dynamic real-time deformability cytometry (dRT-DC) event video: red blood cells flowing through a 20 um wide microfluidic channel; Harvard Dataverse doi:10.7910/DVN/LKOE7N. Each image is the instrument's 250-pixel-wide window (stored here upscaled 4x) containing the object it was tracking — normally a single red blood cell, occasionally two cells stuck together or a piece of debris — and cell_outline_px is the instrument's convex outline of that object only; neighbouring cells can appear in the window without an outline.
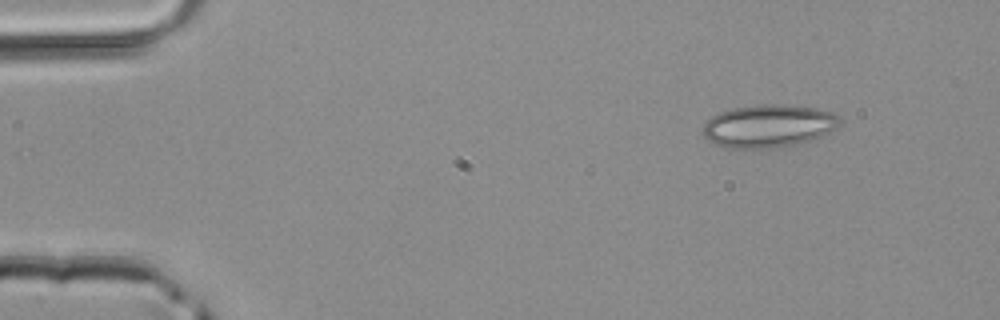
{"species": "common noctule bat (a hibernating species)", "species_latin": "Nyctalus noctula", "temperature_condition": "room temperature", "stored_images_in_passage": 3, "camera_frame_rate_fps": 3000, "um_per_image_px": 0.085, "animal": {"sex": "male", "body_mass_g": 20.4}, "frame": {"image": 1, "passage_image": 1, "time_ms": 0.0, "image_size_px": [1000, 320], "cell_outline_px": [[844, 120], [840, 128], [824, 136], [796, 144], [772, 148], [724, 148], [712, 144], [704, 136], [704, 124], [712, 116], [720, 112], [732, 108], [760, 104], [776, 104], [816, 108], [832, 112], [840, 116]], "centroid_in_image_um": [65.39, 10.71], "position_along_channel_um": 19.6, "area_um2": 34.68}}